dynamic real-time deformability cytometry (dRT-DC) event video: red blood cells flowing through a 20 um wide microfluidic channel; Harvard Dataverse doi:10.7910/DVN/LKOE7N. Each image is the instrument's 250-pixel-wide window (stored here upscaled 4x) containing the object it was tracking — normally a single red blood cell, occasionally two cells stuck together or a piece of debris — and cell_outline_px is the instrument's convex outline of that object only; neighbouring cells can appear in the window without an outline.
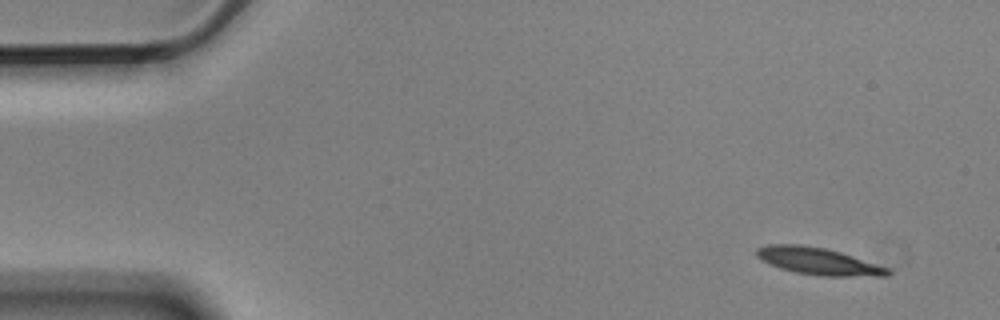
{"species": "Egyptian fruit bat (a non-hibernating species)", "species_latin": "Rousettus aegyptiacus", "temperature_condition": "cold", "stored_images_in_passage": 5, "camera_frame_rate_fps": 3000, "um_per_image_px": 0.085, "animal": {"sex": "male"}, "frame": {"image": 1, "passage_image": 1, "time_ms": 0.0, "image_size_px": [1000, 320], "cell_outline_px": [[892, 272], [888, 276], [824, 276], [796, 272], [780, 268], [768, 264], [760, 260], [756, 256], [756, 248], [768, 244], [800, 244], [824, 248], [840, 252], [888, 268]], "centroid_in_image_um": [69.5, 22.2], "position_along_channel_um": 15.5, "area_um2": 20.58}}
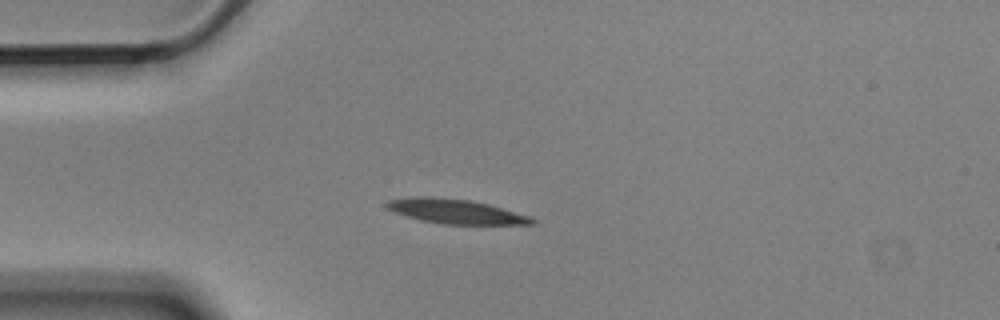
{"frame": {"image": 2, "passage_image": 4, "time_ms": 1.0, "image_size_px": [1000, 320], "cell_outline_px": [[536, 224], [444, 224], [420, 220], [396, 212], [388, 208], [384, 204], [388, 200], [412, 196], [428, 196], [468, 200], [488, 204], [532, 216], [536, 220]], "centroid_in_image_um": [38.76, 17.97], "position_along_channel_um": 46.2, "area_um2": 20.63}}
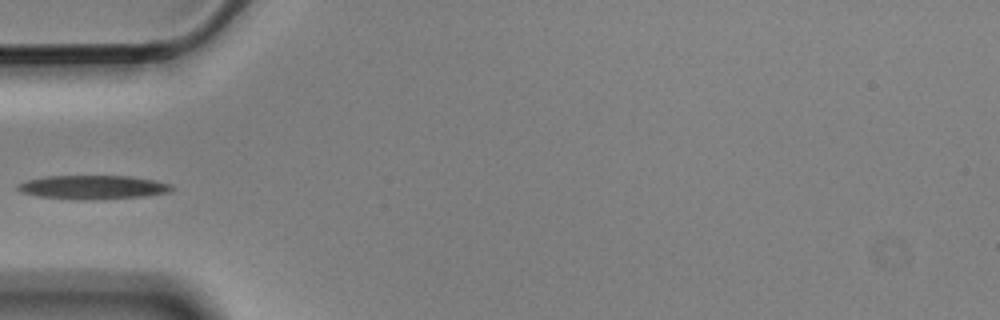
{"frame": {"image": 3, "passage_image": 5, "time_ms": 1.333, "image_size_px": [1000, 320], "cell_outline_px": [[176, 188], [172, 192], [148, 196], [104, 200], [72, 200], [40, 196], [20, 192], [16, 188], [16, 184], [28, 180], [44, 176], [132, 176], [156, 180], [172, 184]], "centroid_in_image_um": [7.98, 15.93], "position_along_channel_um": 77.0, "area_um2": 22.08}}